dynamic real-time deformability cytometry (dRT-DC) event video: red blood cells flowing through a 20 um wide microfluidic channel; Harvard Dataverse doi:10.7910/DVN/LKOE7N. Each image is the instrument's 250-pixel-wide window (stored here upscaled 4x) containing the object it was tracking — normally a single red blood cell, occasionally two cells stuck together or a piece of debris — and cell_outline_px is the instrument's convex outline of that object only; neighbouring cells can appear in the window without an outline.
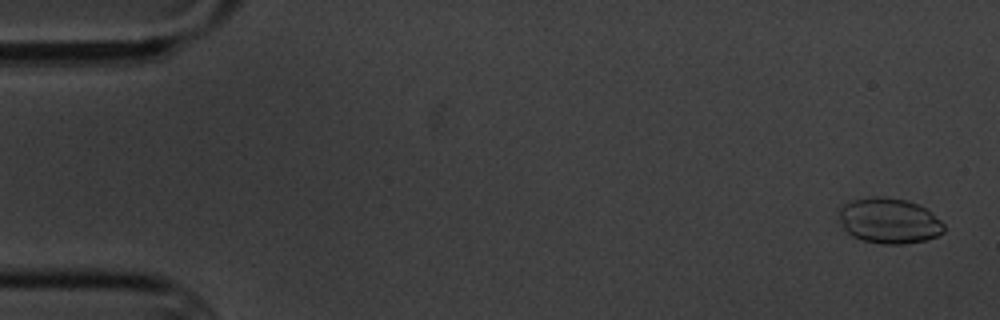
{"species": "common noctule bat (a hibernating species)", "species_latin": "Nyctalus noctula", "temperature_condition": "cold", "stored_images_in_passage": 5, "camera_frame_rate_fps": 3000, "um_per_image_px": 0.085, "animal": {"sex": "male", "body_mass_g": 20.1, "forearm_length_mm": 53.5}, "frame": {"image": 1, "passage_image": 1, "time_ms": 0.0, "image_size_px": [1000, 320], "cell_outline_px": [[944, 232], [936, 236], [924, 240], [904, 244], [880, 244], [864, 240], [852, 236], [836, 220], [840, 208], [844, 204], [852, 200], [876, 196], [880, 196], [904, 200], [916, 204], [932, 212], [944, 224]], "centroid_in_image_um": [75.54, 18.77], "position_along_channel_um": 9.5, "area_um2": 27.8}}
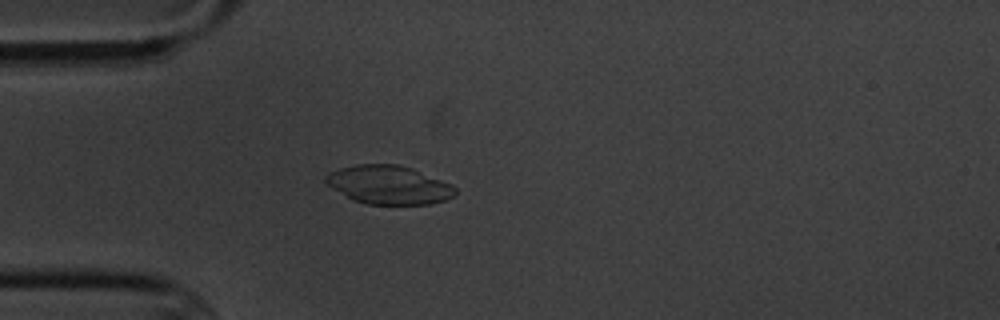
{"frame": {"image": 2, "passage_image": 5, "time_ms": 4.667, "image_size_px": [1000, 320], "cell_outline_px": [[456, 192], [452, 196], [444, 200], [428, 204], [364, 204], [352, 200], [332, 188], [324, 180], [324, 176], [328, 172], [340, 168], [356, 164], [400, 164], [412, 168], [452, 184], [456, 188]], "centroid_in_image_um": [33.01, 15.7], "position_along_channel_um": 52.0, "area_um2": 29.19}}